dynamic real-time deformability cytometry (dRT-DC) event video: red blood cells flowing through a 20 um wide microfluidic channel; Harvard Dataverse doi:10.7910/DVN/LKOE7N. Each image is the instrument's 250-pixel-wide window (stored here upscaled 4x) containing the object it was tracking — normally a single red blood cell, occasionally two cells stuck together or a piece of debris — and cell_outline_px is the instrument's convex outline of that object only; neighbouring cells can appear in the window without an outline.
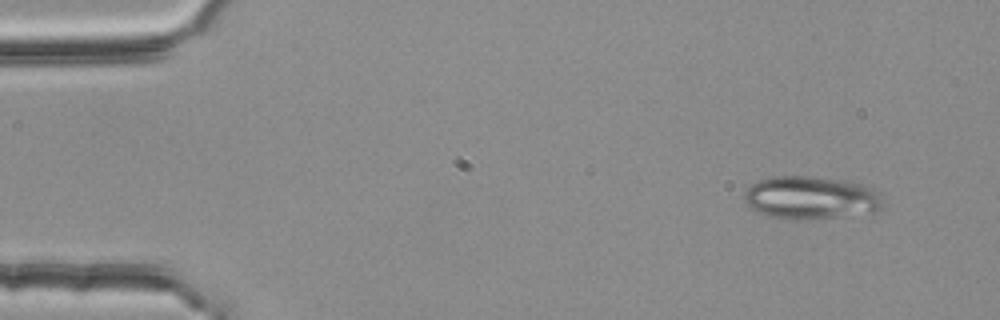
{"species": "common noctule bat (a hibernating species)", "species_latin": "Nyctalus noctula", "temperature_condition": "room temperature", "stored_images_in_passage": 5, "camera_frame_rate_fps": 3000, "um_per_image_px": 0.085, "animal": {"sex": "female", "body_mass_g": 25.1}, "frame": {"image": 1, "passage_image": 5, "time_ms": 1.333, "image_size_px": [1000, 320], "cell_outline_px": [[884, 204], [876, 212], [796, 220], [792, 220], [768, 216], [752, 208], [744, 200], [744, 192], [756, 180], [776, 176], [804, 176], [848, 180], [864, 184], [876, 188], [880, 192], [884, 200]], "centroid_in_image_um": [68.98, 16.79], "position_along_channel_um": 16.0, "area_um2": 34.97}}